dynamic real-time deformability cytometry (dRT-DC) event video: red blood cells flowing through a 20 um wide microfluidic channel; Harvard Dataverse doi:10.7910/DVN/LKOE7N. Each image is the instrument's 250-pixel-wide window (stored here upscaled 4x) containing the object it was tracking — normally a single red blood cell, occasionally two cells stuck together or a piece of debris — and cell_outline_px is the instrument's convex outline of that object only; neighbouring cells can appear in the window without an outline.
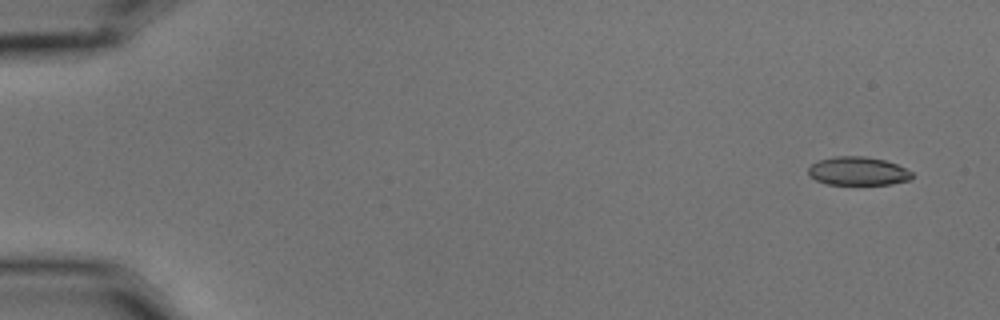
{"species": "common noctule bat (a hibernating species)", "species_latin": "Nyctalus noctula", "temperature_condition": "cold", "stored_images_in_passage": 5, "camera_frame_rate_fps": 3000, "um_per_image_px": 0.085, "animal": {"sex": "male", "body_mass_g": 15.6}, "frame": {"image": 1, "passage_image": 1, "time_ms": 0.0, "image_size_px": [1000, 320], "cell_outline_px": [[912, 180], [892, 184], [828, 184], [816, 180], [808, 176], [808, 168], [816, 160], [836, 156], [864, 156], [884, 160], [896, 164], [912, 172]], "centroid_in_image_um": [72.91, 14.54], "position_along_channel_um": 12.1, "area_um2": 17.28}}